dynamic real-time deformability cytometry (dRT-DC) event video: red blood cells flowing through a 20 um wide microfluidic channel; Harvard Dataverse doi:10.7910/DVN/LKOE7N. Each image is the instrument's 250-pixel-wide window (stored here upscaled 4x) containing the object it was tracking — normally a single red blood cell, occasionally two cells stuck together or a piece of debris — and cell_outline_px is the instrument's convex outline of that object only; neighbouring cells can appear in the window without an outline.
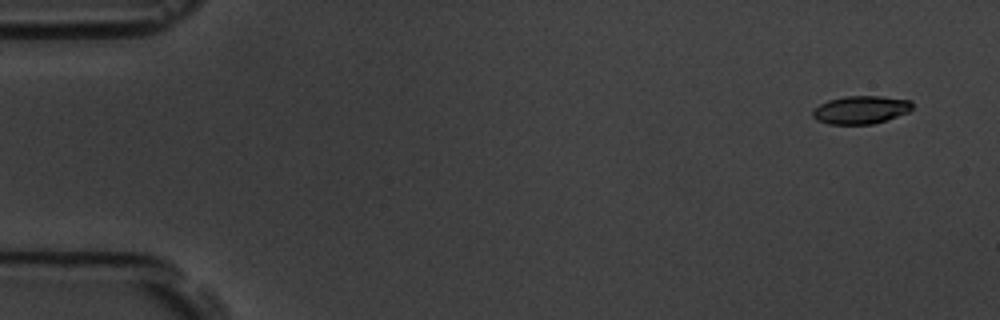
{"species": "common noctule bat (a hibernating species)", "species_latin": "Nyctalus noctula", "temperature_condition": "room temperature", "stored_images_in_passage": 15, "camera_frame_rate_fps": 3000, "um_per_image_px": 0.085, "animal": {"sex": "male", "body_mass_g": 19.5, "forearm_length_mm": 54.6}, "frame": {"image": 1, "passage_image": 1, "time_ms": 0.0, "image_size_px": [1000, 320], "cell_outline_px": [[912, 108], [908, 112], [872, 124], [828, 124], [816, 120], [812, 116], [812, 108], [828, 100], [844, 96], [880, 96], [912, 100]], "centroid_in_image_um": [73.12, 9.33], "position_along_channel_um": 11.9, "area_um2": 16.3}}
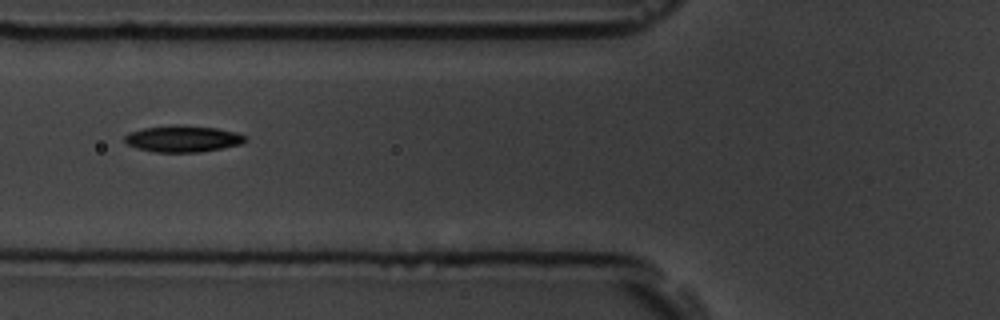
{"frame": {"image": 2, "passage_image": 6, "time_ms": 6.333, "image_size_px": [1000, 320], "cell_outline_px": [[248, 140], [240, 144], [200, 152], [156, 152], [136, 148], [128, 144], [124, 140], [124, 136], [128, 132], [144, 128], [176, 124], [216, 128], [236, 132], [244, 136]], "centroid_in_image_um": [15.51, 11.79], "position_along_channel_um": 110.3, "area_um2": 18.55}}
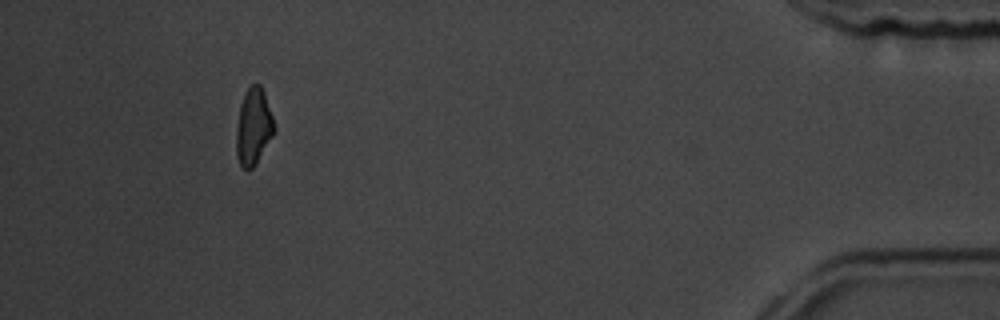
{"frame": {"image": 3, "passage_image": 14, "time_ms": 16.667, "image_size_px": [1000, 320], "cell_outline_px": [[276, 132], [252, 168], [248, 172], [240, 168], [236, 156], [236, 128], [240, 104], [248, 88], [252, 84], [260, 84], [264, 92], [276, 128]], "centroid_in_image_um": [21.54, 10.82], "position_along_channel_um": 413.7, "area_um2": 17.11}, "authors_computed_cell_mechanics": {"area_um2": 17.1088, "velocity_mm_per_s": 3.5691, "shape_relaxation_time_tau1_ms": 5.0135, "shape_relaxation_time_tau2_ms": null, "deformation_change_tau1": 0.1665, "deformation_change_tau2": null}}